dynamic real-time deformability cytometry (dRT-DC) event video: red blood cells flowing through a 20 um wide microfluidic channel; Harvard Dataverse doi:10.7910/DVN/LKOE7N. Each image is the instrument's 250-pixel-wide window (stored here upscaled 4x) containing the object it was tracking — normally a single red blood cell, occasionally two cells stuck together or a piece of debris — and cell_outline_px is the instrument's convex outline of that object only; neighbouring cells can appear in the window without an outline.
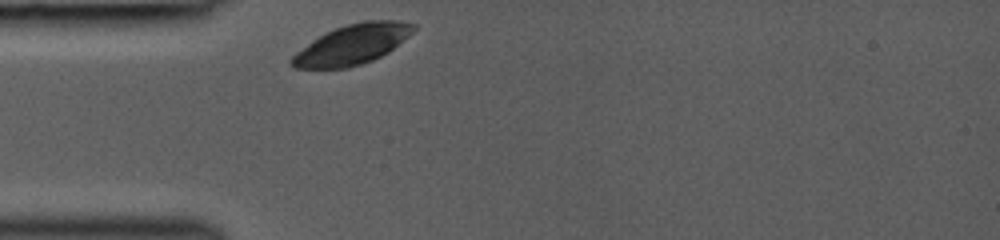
{"species": "common noctule bat (a hibernating species)", "species_latin": "Nyctalus noctula", "temperature_condition": "room temperature", "stored_images_in_passage": 21, "camera_frame_rate_fps": 3000, "um_per_image_px": 0.085, "animal": {"sex": "female", "body_mass_g": 19.0, "forearm_length_mm": 53.3}, "frame": {"image": 1, "passage_image": 1, "time_ms": 0.0, "image_size_px": [1000, 240], "cell_outline_px": [[416, 28], [408, 36], [388, 52], [372, 60], [348, 68], [296, 68], [288, 64], [288, 60], [296, 52], [312, 40], [336, 28], [348, 24], [364, 20], [396, 20], [416, 24]], "centroid_in_image_um": [29.93, 3.78], "position_along_channel_um": 55.1, "area_um2": 28.09}}
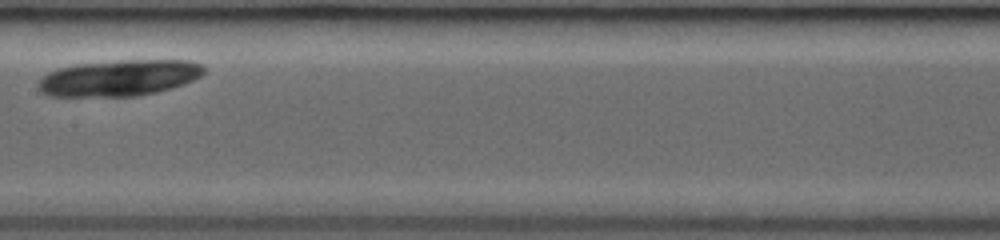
{"frame": {"image": 2, "passage_image": 10, "time_ms": 3.667, "image_size_px": [1000, 240], "cell_outline_px": [[204, 72], [200, 76], [184, 84], [172, 88], [156, 92], [136, 96], [48, 96], [40, 92], [36, 88], [36, 84], [40, 76], [56, 68], [76, 64], [120, 60], [188, 60], [204, 64]], "centroid_in_image_um": [10.06, 6.62], "position_along_channel_um": 197.3, "area_um2": 35.37}}
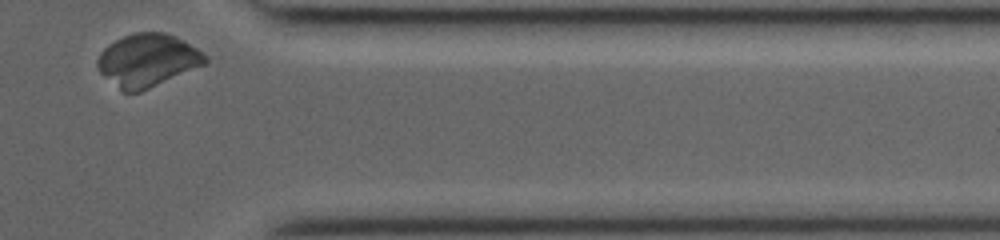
{"frame": {"image": 3, "passage_image": 21, "time_ms": 8.667, "image_size_px": [1000, 240], "cell_outline_px": [[208, 60], [204, 64], [140, 92], [120, 92], [100, 72], [96, 64], [96, 60], [100, 52], [108, 44], [124, 36], [136, 32], [164, 32], [176, 36], [184, 40], [208, 56]], "centroid_in_image_um": [12.5, 5.12], "position_along_channel_um": 398.9, "area_um2": 33.06}}